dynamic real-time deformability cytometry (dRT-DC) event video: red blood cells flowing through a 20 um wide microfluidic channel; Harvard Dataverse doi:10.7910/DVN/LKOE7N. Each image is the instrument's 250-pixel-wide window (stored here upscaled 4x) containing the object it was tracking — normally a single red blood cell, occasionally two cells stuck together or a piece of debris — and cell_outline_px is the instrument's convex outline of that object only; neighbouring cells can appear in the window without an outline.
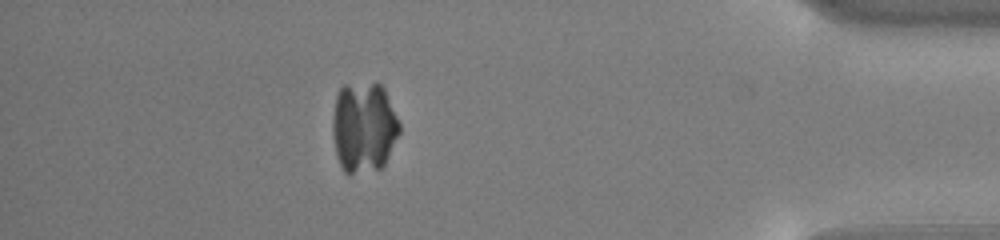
{"species": "common noctule bat (a hibernating species)", "species_latin": "Nyctalus noctula", "temperature_condition": "cold", "stored_images_in_passage": 54, "camera_frame_rate_fps": 3000, "um_per_image_px": 0.085, "animal": {"sex": "male", "body_mass_g": 13.0, "forearm_length_mm": 53.1}, "frame": {"image": 1, "passage_image": 48, "time_ms": 15.667, "image_size_px": [1000, 240], "cell_outline_px": [[400, 132], [384, 164], [380, 168], [348, 176], [344, 172], [340, 164], [336, 152], [332, 132], [332, 120], [336, 96], [340, 88], [344, 84], [380, 84], [384, 88], [400, 124]], "centroid_in_image_um": [30.9, 10.84], "position_along_channel_um": 404.3, "area_um2": 35.37}}